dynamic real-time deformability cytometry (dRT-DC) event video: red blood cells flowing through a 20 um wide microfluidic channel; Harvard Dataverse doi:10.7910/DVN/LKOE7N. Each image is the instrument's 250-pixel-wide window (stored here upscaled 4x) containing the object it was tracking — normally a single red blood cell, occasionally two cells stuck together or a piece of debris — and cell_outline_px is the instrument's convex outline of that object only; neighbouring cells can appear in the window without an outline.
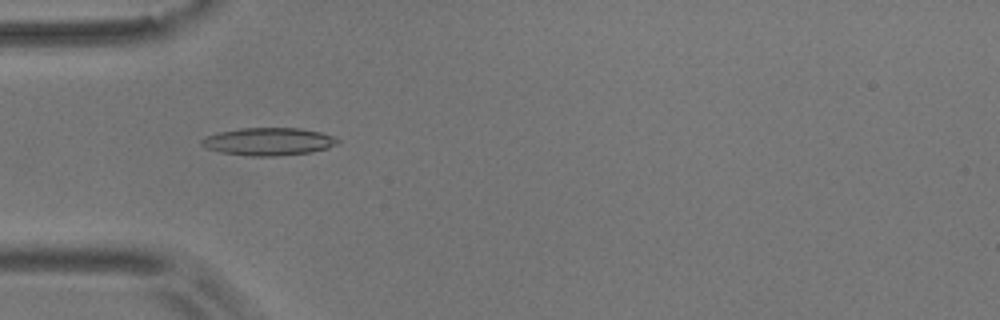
{"species": "common noctule bat (a hibernating species)", "species_latin": "Nyctalus noctula", "temperature_condition": "room temperature", "stored_images_in_passage": 55, "camera_frame_rate_fps": 3000, "um_per_image_px": 0.085, "animal": {"sex": "male", "body_mass_g": 17.9}, "frame": {"image": 1, "passage_image": 17, "time_ms": 5.333, "image_size_px": [1000, 320], "cell_outline_px": [[340, 140], [336, 144], [328, 148], [312, 152], [276, 156], [252, 156], [220, 152], [208, 148], [200, 144], [200, 140], [204, 136], [220, 132], [240, 128], [300, 128], [320, 132], [332, 136]], "centroid_in_image_um": [22.81, 12.03], "position_along_channel_um": 62.2, "area_um2": 21.91}}
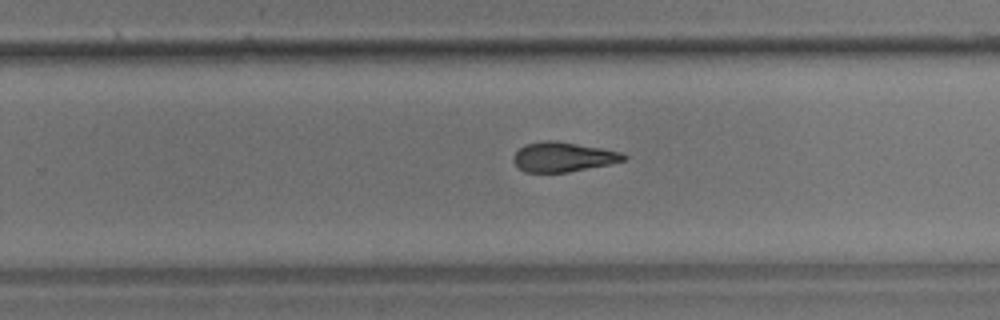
{"frame": {"image": 2, "passage_image": 35, "time_ms": 11.333, "image_size_px": [1000, 320], "cell_outline_px": [[628, 156], [624, 160], [608, 164], [568, 172], [524, 172], [512, 160], [512, 156], [524, 144], [544, 140], [556, 140], [600, 148], [620, 152]], "centroid_in_image_um": [47.81, 13.33], "position_along_channel_um": 282.0, "area_um2": 18.9}}
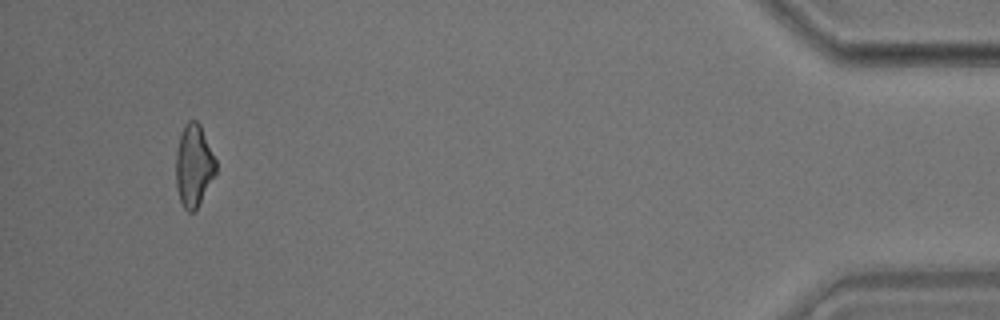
{"frame": {"image": 3, "passage_image": 52, "time_ms": 17.0, "image_size_px": [1000, 320], "cell_outline_px": [[216, 172], [196, 212], [188, 212], [184, 208], [180, 200], [176, 188], [176, 152], [180, 132], [184, 124], [188, 120], [196, 120], [200, 124], [216, 160]], "centroid_in_image_um": [16.46, 14.08], "position_along_channel_um": 418.7, "area_um2": 19.36}, "authors_computed_cell_mechanics": {"area_um2": 19.9988, "velocity_mm_per_s": 3.6931, "shape_relaxation_time_tau1_ms": null, "shape_relaxation_time_tau2_ms": 4.5721, "deformation_change_tau1": null, "deformation_change_tau2": 0.1524}}